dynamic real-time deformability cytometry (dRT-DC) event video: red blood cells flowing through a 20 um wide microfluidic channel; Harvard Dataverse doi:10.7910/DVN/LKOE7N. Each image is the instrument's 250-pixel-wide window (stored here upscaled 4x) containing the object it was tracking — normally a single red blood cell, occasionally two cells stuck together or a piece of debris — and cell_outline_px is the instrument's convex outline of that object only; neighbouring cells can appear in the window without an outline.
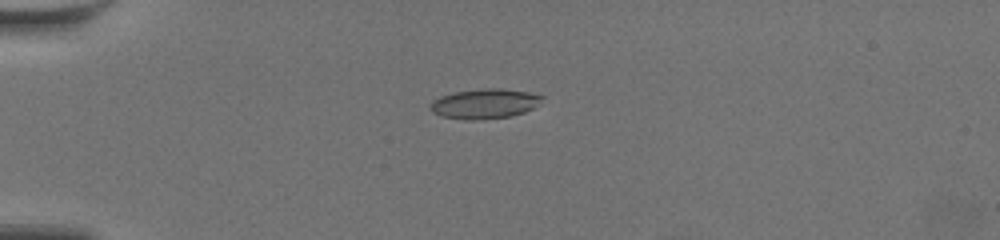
{"species": "common noctule bat (a hibernating species)", "species_latin": "Nyctalus noctula", "temperature_condition": "warm", "stored_images_in_passage": 60, "camera_frame_rate_fps": 3000, "um_per_image_px": 0.085, "animal": {"sex": "female", "body_mass_g": 19.5, "forearm_length_mm": 54.1}, "frame": {"image": 1, "passage_image": 17, "time_ms": 5.333, "image_size_px": [1000, 240], "cell_outline_px": [[544, 96], [532, 108], [524, 112], [508, 116], [480, 120], [468, 120], [440, 116], [432, 112], [428, 108], [432, 100], [440, 96], [456, 92], [484, 88], [504, 88], [528, 92]], "centroid_in_image_um": [41.13, 8.81], "position_along_channel_um": 43.9, "area_um2": 19.36}}
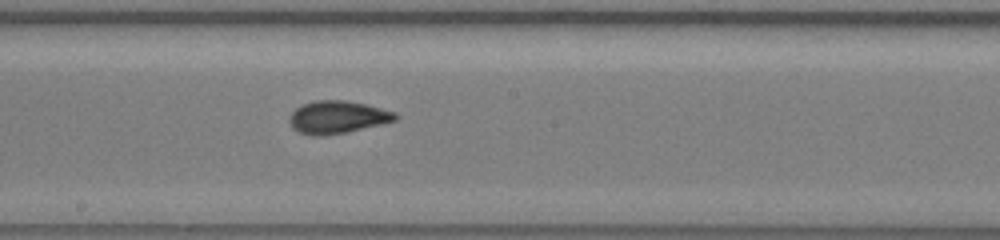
{"frame": {"image": 2, "passage_image": 35, "time_ms": 11.333, "image_size_px": [1000, 240], "cell_outline_px": [[400, 116], [396, 120], [348, 132], [324, 136], [312, 136], [300, 132], [292, 128], [288, 120], [288, 116], [296, 108], [312, 100], [348, 100], [396, 112]], "centroid_in_image_um": [28.66, 9.96], "position_along_channel_um": 219.5, "area_um2": 20.29}}
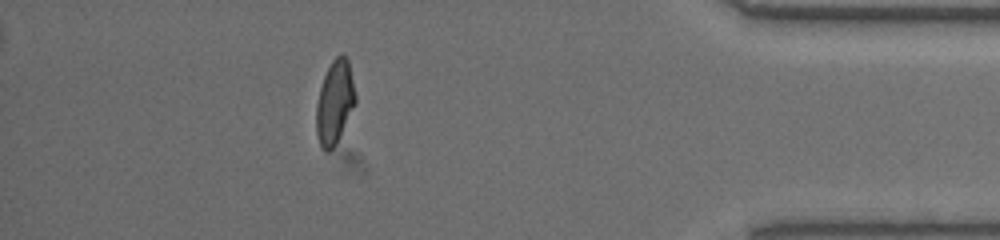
{"frame": {"image": 3, "passage_image": 54, "time_ms": 17.667, "image_size_px": [1000, 240], "cell_outline_px": [[356, 104], [340, 136], [332, 148], [328, 152], [320, 144], [316, 136], [316, 104], [320, 88], [324, 76], [332, 60], [336, 56], [344, 56], [348, 60], [356, 96]], "centroid_in_image_um": [28.45, 8.71], "position_along_channel_um": 406.8, "area_um2": 18.84}, "authors_computed_cell_mechanics": {"area_um2": 19.3341, "velocity_mm_per_s": 3.5567, "shape_relaxation_time_tau1_ms": 5.5923, "shape_relaxation_time_tau2_ms": 0.971, "deformation_change_tau1": 0.2261, "deformation_change_tau2": 0.0705}}